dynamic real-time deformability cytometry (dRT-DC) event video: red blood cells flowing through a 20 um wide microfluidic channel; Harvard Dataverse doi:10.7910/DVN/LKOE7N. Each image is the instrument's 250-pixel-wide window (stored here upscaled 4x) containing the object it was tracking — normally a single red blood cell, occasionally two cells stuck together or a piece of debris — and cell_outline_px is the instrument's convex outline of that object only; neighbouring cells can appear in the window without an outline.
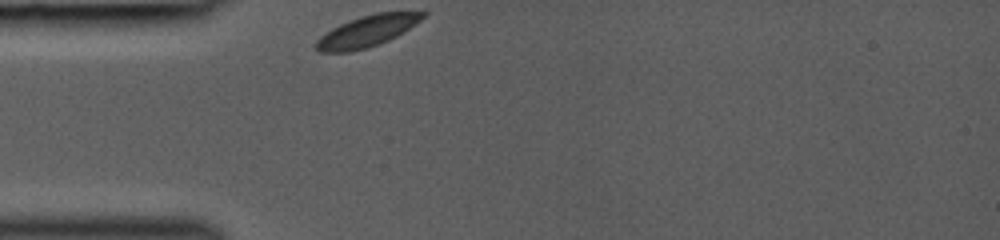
{"species": "common noctule bat (a hibernating species)", "species_latin": "Nyctalus noctula", "temperature_condition": "room temperature", "stored_images_in_passage": 27, "camera_frame_rate_fps": 3000, "um_per_image_px": 0.085, "animal": {"sex": "female", "body_mass_g": 19.0, "forearm_length_mm": 53.3}, "frame": {"image": 1, "passage_image": 1, "time_ms": 0.0, "image_size_px": [1000, 240], "cell_outline_px": [[428, 12], [420, 20], [396, 36], [388, 40], [364, 48], [348, 52], [320, 52], [316, 48], [316, 40], [320, 36], [332, 28], [348, 20], [360, 16], [376, 12]], "centroid_in_image_um": [31.15, 2.64], "position_along_channel_um": 53.8, "area_um2": 19.02}}
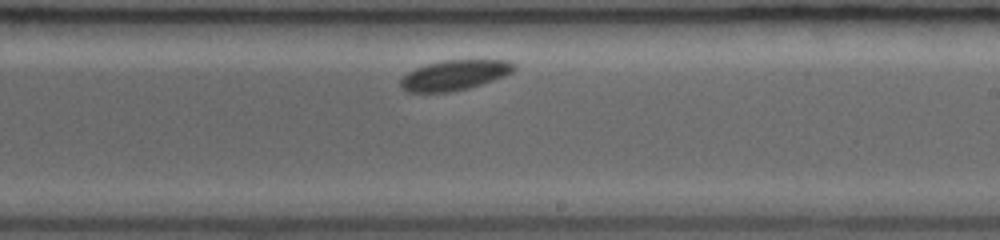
{"frame": {"image": 2, "passage_image": 16, "time_ms": 5.0, "image_size_px": [1000, 240], "cell_outline_px": [[516, 68], [512, 72], [504, 76], [468, 88], [452, 92], [404, 92], [400, 88], [400, 80], [408, 72], [416, 68], [428, 64], [444, 60], [508, 60], [516, 64]], "centroid_in_image_um": [38.62, 6.39], "position_along_channel_um": 250.4, "area_um2": 19.88}}
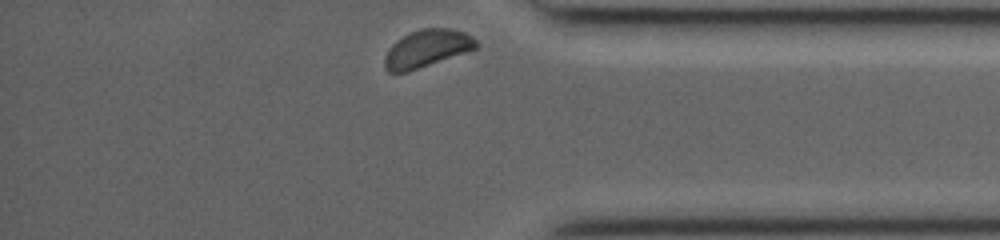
{"frame": {"image": 3, "passage_image": 27, "time_ms": 8.667, "image_size_px": [1000, 240], "cell_outline_px": [[480, 44], [476, 48], [408, 72], [388, 72], [384, 68], [384, 60], [392, 44], [396, 40], [412, 32], [424, 28], [452, 28], [464, 32], [472, 36]], "centroid_in_image_um": [36.29, 4.12], "position_along_channel_um": 398.9, "area_um2": 19.71}}